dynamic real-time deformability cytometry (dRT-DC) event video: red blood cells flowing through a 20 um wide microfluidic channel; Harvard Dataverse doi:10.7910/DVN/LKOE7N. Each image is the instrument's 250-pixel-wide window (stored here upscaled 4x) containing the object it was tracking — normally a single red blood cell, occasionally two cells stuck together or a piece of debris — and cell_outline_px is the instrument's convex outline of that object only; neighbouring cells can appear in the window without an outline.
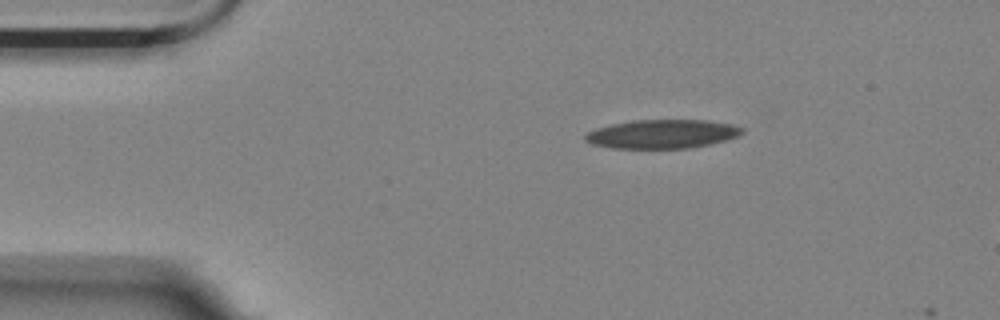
{"species": "Egyptian fruit bat (a non-hibernating species)", "species_latin": "Rousettus aegyptiacus", "temperature_condition": "room temperature", "stored_images_in_passage": 3, "camera_frame_rate_fps": 3000, "um_per_image_px": 0.085, "animal": {"sex": "female"}, "frame": {"image": 1, "passage_image": 1, "time_ms": 0.0, "image_size_px": [1000, 320], "cell_outline_px": [[744, 132], [736, 136], [724, 140], [692, 148], [612, 148], [592, 144], [584, 140], [584, 136], [588, 132], [596, 128], [612, 124], [632, 120], [708, 120], [732, 124], [744, 128]], "centroid_in_image_um": [56.28, 11.38], "position_along_channel_um": 28.7, "area_um2": 26.3}}